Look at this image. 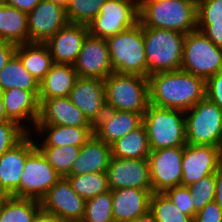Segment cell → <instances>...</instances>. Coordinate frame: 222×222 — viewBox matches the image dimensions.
<instances>
[{"instance_id":"44","label":"cell","mask_w":222,"mask_h":222,"mask_svg":"<svg viewBox=\"0 0 222 222\" xmlns=\"http://www.w3.org/2000/svg\"><path fill=\"white\" fill-rule=\"evenodd\" d=\"M41 0H5V4L25 13L31 12Z\"/></svg>"},{"instance_id":"49","label":"cell","mask_w":222,"mask_h":222,"mask_svg":"<svg viewBox=\"0 0 222 222\" xmlns=\"http://www.w3.org/2000/svg\"><path fill=\"white\" fill-rule=\"evenodd\" d=\"M49 1L59 4V5L63 6L64 8L67 7V3H68V0H49Z\"/></svg>"},{"instance_id":"34","label":"cell","mask_w":222,"mask_h":222,"mask_svg":"<svg viewBox=\"0 0 222 222\" xmlns=\"http://www.w3.org/2000/svg\"><path fill=\"white\" fill-rule=\"evenodd\" d=\"M37 148L61 177L70 175L73 163L77 159L81 150V147H75L72 145Z\"/></svg>"},{"instance_id":"3","label":"cell","mask_w":222,"mask_h":222,"mask_svg":"<svg viewBox=\"0 0 222 222\" xmlns=\"http://www.w3.org/2000/svg\"><path fill=\"white\" fill-rule=\"evenodd\" d=\"M147 60V77L158 72L180 70L186 34L142 26Z\"/></svg>"},{"instance_id":"35","label":"cell","mask_w":222,"mask_h":222,"mask_svg":"<svg viewBox=\"0 0 222 222\" xmlns=\"http://www.w3.org/2000/svg\"><path fill=\"white\" fill-rule=\"evenodd\" d=\"M149 211L156 222H193V218L182 213L165 193H152Z\"/></svg>"},{"instance_id":"46","label":"cell","mask_w":222,"mask_h":222,"mask_svg":"<svg viewBox=\"0 0 222 222\" xmlns=\"http://www.w3.org/2000/svg\"><path fill=\"white\" fill-rule=\"evenodd\" d=\"M32 222H62L55 215H52L44 210L40 209L34 216Z\"/></svg>"},{"instance_id":"27","label":"cell","mask_w":222,"mask_h":222,"mask_svg":"<svg viewBox=\"0 0 222 222\" xmlns=\"http://www.w3.org/2000/svg\"><path fill=\"white\" fill-rule=\"evenodd\" d=\"M15 55L28 72L41 82L54 64L50 51L45 43L29 42L19 44Z\"/></svg>"},{"instance_id":"15","label":"cell","mask_w":222,"mask_h":222,"mask_svg":"<svg viewBox=\"0 0 222 222\" xmlns=\"http://www.w3.org/2000/svg\"><path fill=\"white\" fill-rule=\"evenodd\" d=\"M32 135L28 133L0 156V189L7 196L19 198V184L26 159L37 148L34 141L36 137L33 138Z\"/></svg>"},{"instance_id":"29","label":"cell","mask_w":222,"mask_h":222,"mask_svg":"<svg viewBox=\"0 0 222 222\" xmlns=\"http://www.w3.org/2000/svg\"><path fill=\"white\" fill-rule=\"evenodd\" d=\"M0 40L15 45L28 43L27 13L0 4Z\"/></svg>"},{"instance_id":"26","label":"cell","mask_w":222,"mask_h":222,"mask_svg":"<svg viewBox=\"0 0 222 222\" xmlns=\"http://www.w3.org/2000/svg\"><path fill=\"white\" fill-rule=\"evenodd\" d=\"M77 78L73 65L54 63L40 82L38 99L68 97Z\"/></svg>"},{"instance_id":"1","label":"cell","mask_w":222,"mask_h":222,"mask_svg":"<svg viewBox=\"0 0 222 222\" xmlns=\"http://www.w3.org/2000/svg\"><path fill=\"white\" fill-rule=\"evenodd\" d=\"M149 104L186 112L205 98V80L183 70L148 76Z\"/></svg>"},{"instance_id":"2","label":"cell","mask_w":222,"mask_h":222,"mask_svg":"<svg viewBox=\"0 0 222 222\" xmlns=\"http://www.w3.org/2000/svg\"><path fill=\"white\" fill-rule=\"evenodd\" d=\"M137 4L141 26L184 34L197 30V0L137 1Z\"/></svg>"},{"instance_id":"31","label":"cell","mask_w":222,"mask_h":222,"mask_svg":"<svg viewBox=\"0 0 222 222\" xmlns=\"http://www.w3.org/2000/svg\"><path fill=\"white\" fill-rule=\"evenodd\" d=\"M0 87L4 91L12 88L40 91V82L28 72L14 54L0 70Z\"/></svg>"},{"instance_id":"52","label":"cell","mask_w":222,"mask_h":222,"mask_svg":"<svg viewBox=\"0 0 222 222\" xmlns=\"http://www.w3.org/2000/svg\"><path fill=\"white\" fill-rule=\"evenodd\" d=\"M0 4H5V0H0Z\"/></svg>"},{"instance_id":"6","label":"cell","mask_w":222,"mask_h":222,"mask_svg":"<svg viewBox=\"0 0 222 222\" xmlns=\"http://www.w3.org/2000/svg\"><path fill=\"white\" fill-rule=\"evenodd\" d=\"M115 73L147 77V60L141 24L106 38Z\"/></svg>"},{"instance_id":"9","label":"cell","mask_w":222,"mask_h":222,"mask_svg":"<svg viewBox=\"0 0 222 222\" xmlns=\"http://www.w3.org/2000/svg\"><path fill=\"white\" fill-rule=\"evenodd\" d=\"M137 0H107L99 14L87 25L89 33L108 38L139 22Z\"/></svg>"},{"instance_id":"17","label":"cell","mask_w":222,"mask_h":222,"mask_svg":"<svg viewBox=\"0 0 222 222\" xmlns=\"http://www.w3.org/2000/svg\"><path fill=\"white\" fill-rule=\"evenodd\" d=\"M106 173L110 190L136 188L152 192L148 159L112 157Z\"/></svg>"},{"instance_id":"16","label":"cell","mask_w":222,"mask_h":222,"mask_svg":"<svg viewBox=\"0 0 222 222\" xmlns=\"http://www.w3.org/2000/svg\"><path fill=\"white\" fill-rule=\"evenodd\" d=\"M28 43H45L68 23L66 8L49 0H41L27 13Z\"/></svg>"},{"instance_id":"36","label":"cell","mask_w":222,"mask_h":222,"mask_svg":"<svg viewBox=\"0 0 222 222\" xmlns=\"http://www.w3.org/2000/svg\"><path fill=\"white\" fill-rule=\"evenodd\" d=\"M107 0H68L66 16L69 23L88 25Z\"/></svg>"},{"instance_id":"5","label":"cell","mask_w":222,"mask_h":222,"mask_svg":"<svg viewBox=\"0 0 222 222\" xmlns=\"http://www.w3.org/2000/svg\"><path fill=\"white\" fill-rule=\"evenodd\" d=\"M107 109L141 113L149 105L148 77L111 73L105 80Z\"/></svg>"},{"instance_id":"43","label":"cell","mask_w":222,"mask_h":222,"mask_svg":"<svg viewBox=\"0 0 222 222\" xmlns=\"http://www.w3.org/2000/svg\"><path fill=\"white\" fill-rule=\"evenodd\" d=\"M17 45L0 40V70L7 64L15 54Z\"/></svg>"},{"instance_id":"39","label":"cell","mask_w":222,"mask_h":222,"mask_svg":"<svg viewBox=\"0 0 222 222\" xmlns=\"http://www.w3.org/2000/svg\"><path fill=\"white\" fill-rule=\"evenodd\" d=\"M27 134L28 132L14 121L0 122V156Z\"/></svg>"},{"instance_id":"24","label":"cell","mask_w":222,"mask_h":222,"mask_svg":"<svg viewBox=\"0 0 222 222\" xmlns=\"http://www.w3.org/2000/svg\"><path fill=\"white\" fill-rule=\"evenodd\" d=\"M34 129V130H33ZM32 131L43 140L36 141L37 147H59L72 145L82 147L94 135V127H74L67 125L36 124ZM40 132V133H39ZM46 136H45V135Z\"/></svg>"},{"instance_id":"33","label":"cell","mask_w":222,"mask_h":222,"mask_svg":"<svg viewBox=\"0 0 222 222\" xmlns=\"http://www.w3.org/2000/svg\"><path fill=\"white\" fill-rule=\"evenodd\" d=\"M73 190L84 200L96 197L110 190L106 172L67 175Z\"/></svg>"},{"instance_id":"4","label":"cell","mask_w":222,"mask_h":222,"mask_svg":"<svg viewBox=\"0 0 222 222\" xmlns=\"http://www.w3.org/2000/svg\"><path fill=\"white\" fill-rule=\"evenodd\" d=\"M143 124L151 151L184 147L187 144L185 112L149 104Z\"/></svg>"},{"instance_id":"37","label":"cell","mask_w":222,"mask_h":222,"mask_svg":"<svg viewBox=\"0 0 222 222\" xmlns=\"http://www.w3.org/2000/svg\"><path fill=\"white\" fill-rule=\"evenodd\" d=\"M111 190L86 200L81 222H114Z\"/></svg>"},{"instance_id":"38","label":"cell","mask_w":222,"mask_h":222,"mask_svg":"<svg viewBox=\"0 0 222 222\" xmlns=\"http://www.w3.org/2000/svg\"><path fill=\"white\" fill-rule=\"evenodd\" d=\"M187 187L191 194L194 210L198 212L215 199V173L201 178L198 182L192 183Z\"/></svg>"},{"instance_id":"28","label":"cell","mask_w":222,"mask_h":222,"mask_svg":"<svg viewBox=\"0 0 222 222\" xmlns=\"http://www.w3.org/2000/svg\"><path fill=\"white\" fill-rule=\"evenodd\" d=\"M197 30L222 48V0H197Z\"/></svg>"},{"instance_id":"51","label":"cell","mask_w":222,"mask_h":222,"mask_svg":"<svg viewBox=\"0 0 222 222\" xmlns=\"http://www.w3.org/2000/svg\"><path fill=\"white\" fill-rule=\"evenodd\" d=\"M137 1H158V0H137Z\"/></svg>"},{"instance_id":"21","label":"cell","mask_w":222,"mask_h":222,"mask_svg":"<svg viewBox=\"0 0 222 222\" xmlns=\"http://www.w3.org/2000/svg\"><path fill=\"white\" fill-rule=\"evenodd\" d=\"M40 115L36 124L94 127L82 111L68 97L38 99Z\"/></svg>"},{"instance_id":"23","label":"cell","mask_w":222,"mask_h":222,"mask_svg":"<svg viewBox=\"0 0 222 222\" xmlns=\"http://www.w3.org/2000/svg\"><path fill=\"white\" fill-rule=\"evenodd\" d=\"M152 193L136 188L111 190L114 222H132L148 212Z\"/></svg>"},{"instance_id":"22","label":"cell","mask_w":222,"mask_h":222,"mask_svg":"<svg viewBox=\"0 0 222 222\" xmlns=\"http://www.w3.org/2000/svg\"><path fill=\"white\" fill-rule=\"evenodd\" d=\"M143 124V114L107 109L94 124V135L111 145Z\"/></svg>"},{"instance_id":"30","label":"cell","mask_w":222,"mask_h":222,"mask_svg":"<svg viewBox=\"0 0 222 222\" xmlns=\"http://www.w3.org/2000/svg\"><path fill=\"white\" fill-rule=\"evenodd\" d=\"M111 152L122 159H148L151 149L144 124L112 143Z\"/></svg>"},{"instance_id":"50","label":"cell","mask_w":222,"mask_h":222,"mask_svg":"<svg viewBox=\"0 0 222 222\" xmlns=\"http://www.w3.org/2000/svg\"><path fill=\"white\" fill-rule=\"evenodd\" d=\"M6 197L7 195L0 189V206L2 205Z\"/></svg>"},{"instance_id":"45","label":"cell","mask_w":222,"mask_h":222,"mask_svg":"<svg viewBox=\"0 0 222 222\" xmlns=\"http://www.w3.org/2000/svg\"><path fill=\"white\" fill-rule=\"evenodd\" d=\"M215 199L214 201L222 209V165L215 172Z\"/></svg>"},{"instance_id":"47","label":"cell","mask_w":222,"mask_h":222,"mask_svg":"<svg viewBox=\"0 0 222 222\" xmlns=\"http://www.w3.org/2000/svg\"><path fill=\"white\" fill-rule=\"evenodd\" d=\"M3 95L4 90L0 87V122H8L11 121L5 111L4 103H3Z\"/></svg>"},{"instance_id":"40","label":"cell","mask_w":222,"mask_h":222,"mask_svg":"<svg viewBox=\"0 0 222 222\" xmlns=\"http://www.w3.org/2000/svg\"><path fill=\"white\" fill-rule=\"evenodd\" d=\"M182 213L190 215L192 218L196 215L192 203L191 194L187 186H177L167 189L164 192Z\"/></svg>"},{"instance_id":"41","label":"cell","mask_w":222,"mask_h":222,"mask_svg":"<svg viewBox=\"0 0 222 222\" xmlns=\"http://www.w3.org/2000/svg\"><path fill=\"white\" fill-rule=\"evenodd\" d=\"M205 97L222 110V71L205 81Z\"/></svg>"},{"instance_id":"19","label":"cell","mask_w":222,"mask_h":222,"mask_svg":"<svg viewBox=\"0 0 222 222\" xmlns=\"http://www.w3.org/2000/svg\"><path fill=\"white\" fill-rule=\"evenodd\" d=\"M88 33V26L84 24L68 22L63 26L45 42L53 62L74 65Z\"/></svg>"},{"instance_id":"14","label":"cell","mask_w":222,"mask_h":222,"mask_svg":"<svg viewBox=\"0 0 222 222\" xmlns=\"http://www.w3.org/2000/svg\"><path fill=\"white\" fill-rule=\"evenodd\" d=\"M73 66L78 77L105 80L114 72L106 39L88 33Z\"/></svg>"},{"instance_id":"7","label":"cell","mask_w":222,"mask_h":222,"mask_svg":"<svg viewBox=\"0 0 222 222\" xmlns=\"http://www.w3.org/2000/svg\"><path fill=\"white\" fill-rule=\"evenodd\" d=\"M187 144L222 148V110L206 97L185 112Z\"/></svg>"},{"instance_id":"20","label":"cell","mask_w":222,"mask_h":222,"mask_svg":"<svg viewBox=\"0 0 222 222\" xmlns=\"http://www.w3.org/2000/svg\"><path fill=\"white\" fill-rule=\"evenodd\" d=\"M39 93L40 91H29L19 88H12L4 91L3 103L8 118L19 124L28 133L32 132L30 129L31 124L34 125L35 128L36 122L39 119ZM27 123L30 124L29 127L25 126L28 125Z\"/></svg>"},{"instance_id":"10","label":"cell","mask_w":222,"mask_h":222,"mask_svg":"<svg viewBox=\"0 0 222 222\" xmlns=\"http://www.w3.org/2000/svg\"><path fill=\"white\" fill-rule=\"evenodd\" d=\"M61 176L36 148L26 159L19 184V198L40 201Z\"/></svg>"},{"instance_id":"48","label":"cell","mask_w":222,"mask_h":222,"mask_svg":"<svg viewBox=\"0 0 222 222\" xmlns=\"http://www.w3.org/2000/svg\"><path fill=\"white\" fill-rule=\"evenodd\" d=\"M132 222H156V219L154 218L153 214L150 211H148L145 214L133 220Z\"/></svg>"},{"instance_id":"18","label":"cell","mask_w":222,"mask_h":222,"mask_svg":"<svg viewBox=\"0 0 222 222\" xmlns=\"http://www.w3.org/2000/svg\"><path fill=\"white\" fill-rule=\"evenodd\" d=\"M68 98L94 125L107 111L104 80L78 77Z\"/></svg>"},{"instance_id":"25","label":"cell","mask_w":222,"mask_h":222,"mask_svg":"<svg viewBox=\"0 0 222 222\" xmlns=\"http://www.w3.org/2000/svg\"><path fill=\"white\" fill-rule=\"evenodd\" d=\"M112 158L111 145L95 135L81 147L70 175L106 172Z\"/></svg>"},{"instance_id":"42","label":"cell","mask_w":222,"mask_h":222,"mask_svg":"<svg viewBox=\"0 0 222 222\" xmlns=\"http://www.w3.org/2000/svg\"><path fill=\"white\" fill-rule=\"evenodd\" d=\"M193 222H222V209L215 201L208 203L196 213Z\"/></svg>"},{"instance_id":"32","label":"cell","mask_w":222,"mask_h":222,"mask_svg":"<svg viewBox=\"0 0 222 222\" xmlns=\"http://www.w3.org/2000/svg\"><path fill=\"white\" fill-rule=\"evenodd\" d=\"M40 209L38 200L7 196L0 206V222H32Z\"/></svg>"},{"instance_id":"13","label":"cell","mask_w":222,"mask_h":222,"mask_svg":"<svg viewBox=\"0 0 222 222\" xmlns=\"http://www.w3.org/2000/svg\"><path fill=\"white\" fill-rule=\"evenodd\" d=\"M181 186H189L222 165V148L211 145L186 144L183 147Z\"/></svg>"},{"instance_id":"12","label":"cell","mask_w":222,"mask_h":222,"mask_svg":"<svg viewBox=\"0 0 222 222\" xmlns=\"http://www.w3.org/2000/svg\"><path fill=\"white\" fill-rule=\"evenodd\" d=\"M41 209L55 215L62 222H81L86 200L71 187L66 177H61L40 200Z\"/></svg>"},{"instance_id":"11","label":"cell","mask_w":222,"mask_h":222,"mask_svg":"<svg viewBox=\"0 0 222 222\" xmlns=\"http://www.w3.org/2000/svg\"><path fill=\"white\" fill-rule=\"evenodd\" d=\"M183 147L161 148L148 156L153 193L181 186Z\"/></svg>"},{"instance_id":"8","label":"cell","mask_w":222,"mask_h":222,"mask_svg":"<svg viewBox=\"0 0 222 222\" xmlns=\"http://www.w3.org/2000/svg\"><path fill=\"white\" fill-rule=\"evenodd\" d=\"M181 70L206 81L222 71V48L217 47L199 30L187 33Z\"/></svg>"}]
</instances>
